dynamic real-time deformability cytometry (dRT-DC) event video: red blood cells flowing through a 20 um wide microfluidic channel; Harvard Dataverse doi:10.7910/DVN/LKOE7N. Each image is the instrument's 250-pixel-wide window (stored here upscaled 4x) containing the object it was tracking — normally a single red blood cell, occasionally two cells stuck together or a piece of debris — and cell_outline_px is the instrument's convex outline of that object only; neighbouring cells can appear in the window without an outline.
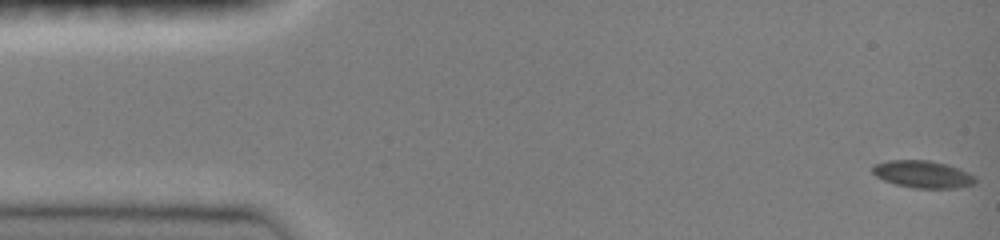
{"species": "common noctule bat (a hibernating species)", "species_latin": "Nyctalus noctula", "temperature_condition": "room temperature", "stored_images_in_passage": 30, "camera_frame_rate_fps": 3000, "um_per_image_px": 0.085, "animal": {"sex": "female", "body_mass_g": 19.0, "forearm_length_mm": 51.5}, "frame": {"image": 1, "passage_image": 1, "time_ms": 0.0, "image_size_px": [1000, 240], "cell_outline_px": [[976, 180], [972, 184], [956, 188], [916, 188], [896, 184], [884, 180], [876, 176], [872, 172], [872, 168], [876, 164], [888, 160], [928, 160], [948, 164], [960, 168], [972, 176]], "centroid_in_image_um": [78.42, 14.8], "position_along_channel_um": 6.6, "area_um2": 16.13}}
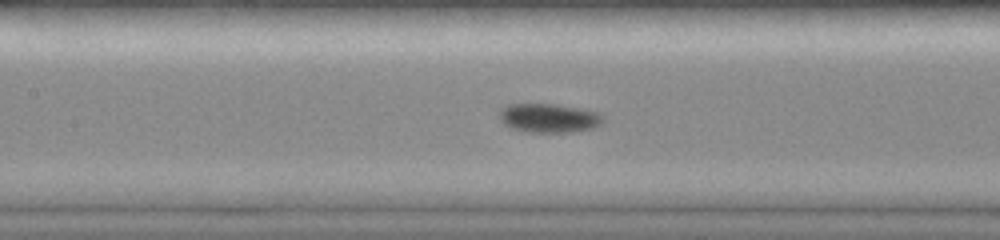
{"frame": {"image": 2, "passage_image": 18, "time_ms": 7.0, "image_size_px": [1000, 240], "cell_outline_px": [[604, 120], [600, 124], [592, 128], [572, 132], [528, 132], [508, 128], [500, 120], [500, 108], [504, 104], [556, 104], [580, 108], [600, 112], [604, 116]], "centroid_in_image_um": [46.64, 10.03], "position_along_channel_um": 160.8, "area_um2": 17.8}}
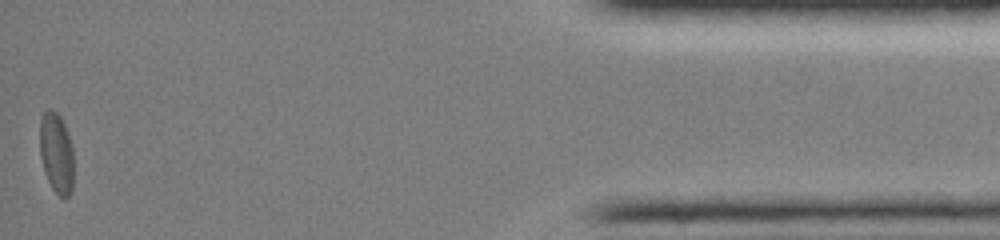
{"frame": {"image": 3, "passage_image": 30, "time_ms": 15.667, "image_size_px": [1000, 240], "cell_outline_px": [[72, 192], [64, 200], [52, 188], [44, 172], [40, 156], [40, 120], [44, 112], [48, 108], [56, 112], [60, 116], [68, 132], [72, 148]], "centroid_in_image_um": [4.78, 13.01], "position_along_channel_um": 430.4, "area_um2": 15.9}, "authors_computed_cell_mechanics": {"area_um2": 16.3574, "velocity_mm_per_s": 3.9787, "shape_relaxation_time_tau1_ms": 8.6601, "shape_relaxation_time_tau2_ms": 1.732, "deformation_change_tau1": 0.1493, "deformation_change_tau2": 0.031}}